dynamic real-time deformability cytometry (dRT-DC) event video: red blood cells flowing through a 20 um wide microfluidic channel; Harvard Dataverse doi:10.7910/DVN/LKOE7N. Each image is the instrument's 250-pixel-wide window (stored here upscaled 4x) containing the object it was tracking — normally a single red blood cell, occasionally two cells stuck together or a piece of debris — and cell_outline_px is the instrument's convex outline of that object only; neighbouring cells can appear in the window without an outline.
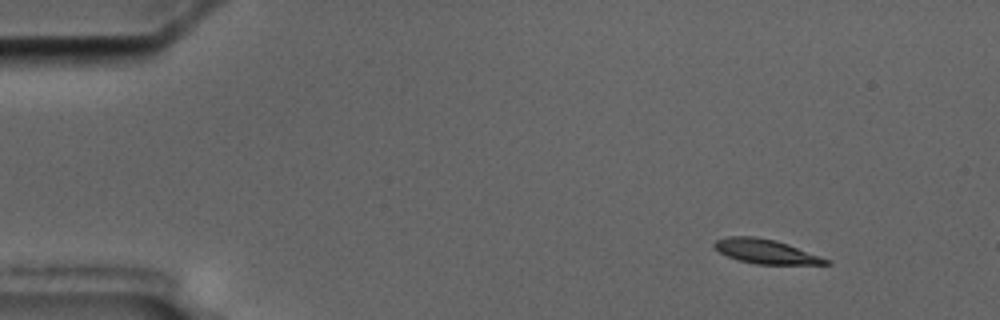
{"species": "common noctule bat (a hibernating species)", "species_latin": "Nyctalus noctula", "temperature_condition": "cold", "stored_images_in_passage": 3, "camera_frame_rate_fps": 3000, "um_per_image_px": 0.085, "animal": {"sex": "male", "body_mass_g": 17.5, "forearm_length_mm": 52.3}, "frame": {"image": 1, "passage_image": 1, "time_ms": 0.0, "image_size_px": [1000, 320], "cell_outline_px": [[832, 264], [756, 264], [740, 260], [728, 256], [720, 252], [712, 244], [716, 240], [728, 236], [756, 236], [776, 240], [788, 244], [832, 260]], "centroid_in_image_um": [65.13, 21.37], "position_along_channel_um": 19.9, "area_um2": 15.78}}